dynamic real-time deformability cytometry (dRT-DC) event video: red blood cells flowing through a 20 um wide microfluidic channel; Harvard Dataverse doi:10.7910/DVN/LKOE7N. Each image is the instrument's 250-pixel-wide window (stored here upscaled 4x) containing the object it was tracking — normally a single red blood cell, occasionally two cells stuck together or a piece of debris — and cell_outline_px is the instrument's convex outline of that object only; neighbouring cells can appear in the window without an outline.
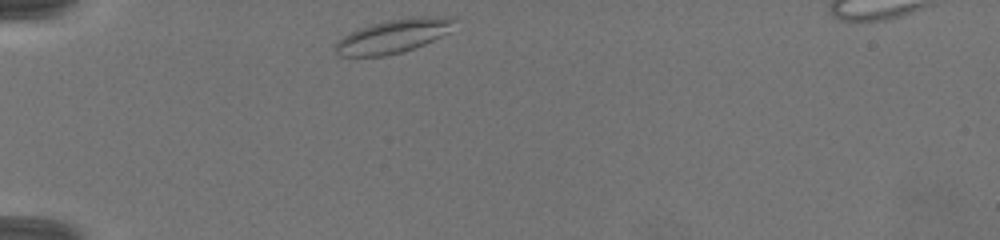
{"species": "common noctule bat (a hibernating species)", "species_latin": "Nyctalus noctula", "temperature_condition": "warm", "stored_images_in_passage": 3, "camera_frame_rate_fps": 3000, "um_per_image_px": 0.085, "animal": {"sex": "female", "body_mass_g": 19.5, "forearm_length_mm": 54.1}, "frame": {"image": 1, "passage_image": 1, "time_ms": 0.0, "image_size_px": [1000, 240], "cell_outline_px": [[456, 20], [448, 32], [424, 44], [400, 52], [384, 56], [344, 56], [336, 52], [336, 44], [344, 36], [360, 28], [372, 24], [388, 20], [420, 16], [452, 16]], "centroid_in_image_um": [33.47, 3.05], "position_along_channel_um": 51.5, "area_um2": 22.77}}